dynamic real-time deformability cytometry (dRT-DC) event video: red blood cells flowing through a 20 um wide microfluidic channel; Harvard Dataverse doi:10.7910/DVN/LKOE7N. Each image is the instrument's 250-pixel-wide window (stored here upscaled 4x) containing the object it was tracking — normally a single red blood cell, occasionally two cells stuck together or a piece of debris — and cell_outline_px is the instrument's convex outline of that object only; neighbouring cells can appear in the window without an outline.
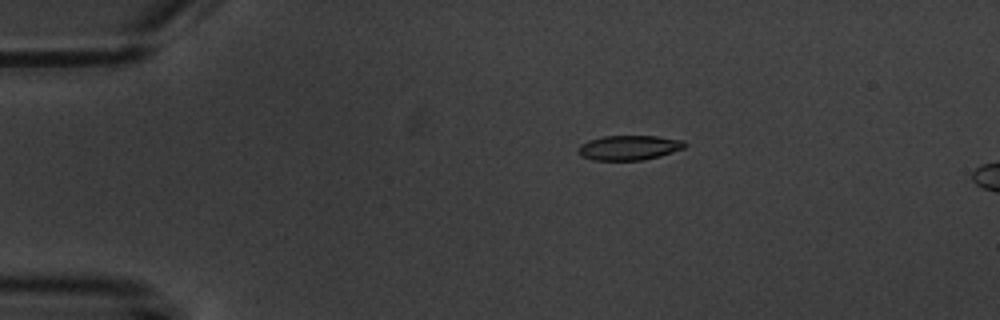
{"species": "common noctule bat (a hibernating species)", "species_latin": "Nyctalus noctula", "temperature_condition": "warm", "stored_images_in_passage": 3, "camera_frame_rate_fps": 3000, "um_per_image_px": 0.085, "animal": {"sex": "male", "body_mass_g": 20.1, "forearm_length_mm": 53.5}, "frame": {"image": 1, "passage_image": 1, "time_ms": 0.0, "image_size_px": [1000, 320], "cell_outline_px": [[688, 144], [684, 148], [660, 156], [644, 160], [592, 160], [580, 156], [576, 152], [580, 144], [588, 140], [604, 136], [656, 136], [684, 140]], "centroid_in_image_um": [53.45, 12.55], "position_along_channel_um": 31.6, "area_um2": 15.55}}